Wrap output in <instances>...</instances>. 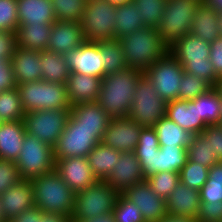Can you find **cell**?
Wrapping results in <instances>:
<instances>
[{
  "label": "cell",
  "mask_w": 222,
  "mask_h": 222,
  "mask_svg": "<svg viewBox=\"0 0 222 222\" xmlns=\"http://www.w3.org/2000/svg\"><path fill=\"white\" fill-rule=\"evenodd\" d=\"M143 75L144 72L128 68L102 78L97 103L111 119L128 117L137 83Z\"/></svg>",
  "instance_id": "6da1fadb"
},
{
  "label": "cell",
  "mask_w": 222,
  "mask_h": 222,
  "mask_svg": "<svg viewBox=\"0 0 222 222\" xmlns=\"http://www.w3.org/2000/svg\"><path fill=\"white\" fill-rule=\"evenodd\" d=\"M124 51L127 66L145 72L157 60L164 58L170 46L157 28L144 27L118 38Z\"/></svg>",
  "instance_id": "7a4b0ae2"
},
{
  "label": "cell",
  "mask_w": 222,
  "mask_h": 222,
  "mask_svg": "<svg viewBox=\"0 0 222 222\" xmlns=\"http://www.w3.org/2000/svg\"><path fill=\"white\" fill-rule=\"evenodd\" d=\"M34 205L46 213L72 216L76 193L53 170L30 179Z\"/></svg>",
  "instance_id": "3957f363"
},
{
  "label": "cell",
  "mask_w": 222,
  "mask_h": 222,
  "mask_svg": "<svg viewBox=\"0 0 222 222\" xmlns=\"http://www.w3.org/2000/svg\"><path fill=\"white\" fill-rule=\"evenodd\" d=\"M169 53L186 73L208 81L213 87L220 78L210 61V43L188 33L170 46Z\"/></svg>",
  "instance_id": "277c9868"
},
{
  "label": "cell",
  "mask_w": 222,
  "mask_h": 222,
  "mask_svg": "<svg viewBox=\"0 0 222 222\" xmlns=\"http://www.w3.org/2000/svg\"><path fill=\"white\" fill-rule=\"evenodd\" d=\"M119 192L105 180H97L92 186L76 193L72 222H82L111 214Z\"/></svg>",
  "instance_id": "5b68a950"
},
{
  "label": "cell",
  "mask_w": 222,
  "mask_h": 222,
  "mask_svg": "<svg viewBox=\"0 0 222 222\" xmlns=\"http://www.w3.org/2000/svg\"><path fill=\"white\" fill-rule=\"evenodd\" d=\"M16 87L25 113L38 110L71 108L66 84L40 80L17 84Z\"/></svg>",
  "instance_id": "8992f818"
},
{
  "label": "cell",
  "mask_w": 222,
  "mask_h": 222,
  "mask_svg": "<svg viewBox=\"0 0 222 222\" xmlns=\"http://www.w3.org/2000/svg\"><path fill=\"white\" fill-rule=\"evenodd\" d=\"M202 0H166L157 30L171 46L191 32L194 14Z\"/></svg>",
  "instance_id": "52a82bcc"
},
{
  "label": "cell",
  "mask_w": 222,
  "mask_h": 222,
  "mask_svg": "<svg viewBox=\"0 0 222 222\" xmlns=\"http://www.w3.org/2000/svg\"><path fill=\"white\" fill-rule=\"evenodd\" d=\"M116 11L108 0H88L80 21L85 41L116 39Z\"/></svg>",
  "instance_id": "ba28073f"
},
{
  "label": "cell",
  "mask_w": 222,
  "mask_h": 222,
  "mask_svg": "<svg viewBox=\"0 0 222 222\" xmlns=\"http://www.w3.org/2000/svg\"><path fill=\"white\" fill-rule=\"evenodd\" d=\"M15 164L22 179L30 180L55 170L53 147L28 134Z\"/></svg>",
  "instance_id": "9c48e42d"
},
{
  "label": "cell",
  "mask_w": 222,
  "mask_h": 222,
  "mask_svg": "<svg viewBox=\"0 0 222 222\" xmlns=\"http://www.w3.org/2000/svg\"><path fill=\"white\" fill-rule=\"evenodd\" d=\"M167 102L156 92L150 80L143 75L136 86L128 117L141 127H154L166 116Z\"/></svg>",
  "instance_id": "30bf717a"
},
{
  "label": "cell",
  "mask_w": 222,
  "mask_h": 222,
  "mask_svg": "<svg viewBox=\"0 0 222 222\" xmlns=\"http://www.w3.org/2000/svg\"><path fill=\"white\" fill-rule=\"evenodd\" d=\"M103 133L100 130H86L71 118L66 128L53 147L54 159L87 157L93 148L101 142Z\"/></svg>",
  "instance_id": "8fae6325"
},
{
  "label": "cell",
  "mask_w": 222,
  "mask_h": 222,
  "mask_svg": "<svg viewBox=\"0 0 222 222\" xmlns=\"http://www.w3.org/2000/svg\"><path fill=\"white\" fill-rule=\"evenodd\" d=\"M69 117L70 108H62L27 112L22 120L28 134L54 147Z\"/></svg>",
  "instance_id": "7c38bea8"
},
{
  "label": "cell",
  "mask_w": 222,
  "mask_h": 222,
  "mask_svg": "<svg viewBox=\"0 0 222 222\" xmlns=\"http://www.w3.org/2000/svg\"><path fill=\"white\" fill-rule=\"evenodd\" d=\"M183 66L170 53L157 60L145 72L156 92L166 102L178 99Z\"/></svg>",
  "instance_id": "4fadbf2b"
},
{
  "label": "cell",
  "mask_w": 222,
  "mask_h": 222,
  "mask_svg": "<svg viewBox=\"0 0 222 222\" xmlns=\"http://www.w3.org/2000/svg\"><path fill=\"white\" fill-rule=\"evenodd\" d=\"M122 194L138 206L144 222H159L167 216L166 200L156 195L146 180L131 185Z\"/></svg>",
  "instance_id": "5bb4252c"
},
{
  "label": "cell",
  "mask_w": 222,
  "mask_h": 222,
  "mask_svg": "<svg viewBox=\"0 0 222 222\" xmlns=\"http://www.w3.org/2000/svg\"><path fill=\"white\" fill-rule=\"evenodd\" d=\"M70 72L104 77L99 41H84L78 48L64 54Z\"/></svg>",
  "instance_id": "9a60e30c"
},
{
  "label": "cell",
  "mask_w": 222,
  "mask_h": 222,
  "mask_svg": "<svg viewBox=\"0 0 222 222\" xmlns=\"http://www.w3.org/2000/svg\"><path fill=\"white\" fill-rule=\"evenodd\" d=\"M142 127L130 117L111 119L101 143L119 152L135 151Z\"/></svg>",
  "instance_id": "2e32d148"
},
{
  "label": "cell",
  "mask_w": 222,
  "mask_h": 222,
  "mask_svg": "<svg viewBox=\"0 0 222 222\" xmlns=\"http://www.w3.org/2000/svg\"><path fill=\"white\" fill-rule=\"evenodd\" d=\"M55 171L75 193L92 186L98 180L92 172L87 157L56 159Z\"/></svg>",
  "instance_id": "e0dca14e"
},
{
  "label": "cell",
  "mask_w": 222,
  "mask_h": 222,
  "mask_svg": "<svg viewBox=\"0 0 222 222\" xmlns=\"http://www.w3.org/2000/svg\"><path fill=\"white\" fill-rule=\"evenodd\" d=\"M145 180L136 158L135 151L122 152L114 170L108 175L105 181L119 193H123L131 185Z\"/></svg>",
  "instance_id": "ac0fdd59"
},
{
  "label": "cell",
  "mask_w": 222,
  "mask_h": 222,
  "mask_svg": "<svg viewBox=\"0 0 222 222\" xmlns=\"http://www.w3.org/2000/svg\"><path fill=\"white\" fill-rule=\"evenodd\" d=\"M85 41L81 24L73 21H55L52 24L47 50L66 54Z\"/></svg>",
  "instance_id": "d6986e66"
},
{
  "label": "cell",
  "mask_w": 222,
  "mask_h": 222,
  "mask_svg": "<svg viewBox=\"0 0 222 222\" xmlns=\"http://www.w3.org/2000/svg\"><path fill=\"white\" fill-rule=\"evenodd\" d=\"M201 206L200 191L181 182L166 199L167 215L196 219Z\"/></svg>",
  "instance_id": "ffe728a7"
},
{
  "label": "cell",
  "mask_w": 222,
  "mask_h": 222,
  "mask_svg": "<svg viewBox=\"0 0 222 222\" xmlns=\"http://www.w3.org/2000/svg\"><path fill=\"white\" fill-rule=\"evenodd\" d=\"M2 211L9 222L34 205L33 187L30 180L22 179L0 194Z\"/></svg>",
  "instance_id": "44dd1931"
},
{
  "label": "cell",
  "mask_w": 222,
  "mask_h": 222,
  "mask_svg": "<svg viewBox=\"0 0 222 222\" xmlns=\"http://www.w3.org/2000/svg\"><path fill=\"white\" fill-rule=\"evenodd\" d=\"M11 63L17 84L42 80L41 51L16 46Z\"/></svg>",
  "instance_id": "7402d4cb"
},
{
  "label": "cell",
  "mask_w": 222,
  "mask_h": 222,
  "mask_svg": "<svg viewBox=\"0 0 222 222\" xmlns=\"http://www.w3.org/2000/svg\"><path fill=\"white\" fill-rule=\"evenodd\" d=\"M166 117L192 135L200 134L207 127L198 116L197 98L190 101L176 99L167 102Z\"/></svg>",
  "instance_id": "603a6c76"
},
{
  "label": "cell",
  "mask_w": 222,
  "mask_h": 222,
  "mask_svg": "<svg viewBox=\"0 0 222 222\" xmlns=\"http://www.w3.org/2000/svg\"><path fill=\"white\" fill-rule=\"evenodd\" d=\"M102 78L81 73H70L66 88L70 105L97 102Z\"/></svg>",
  "instance_id": "cb8c5ba5"
},
{
  "label": "cell",
  "mask_w": 222,
  "mask_h": 222,
  "mask_svg": "<svg viewBox=\"0 0 222 222\" xmlns=\"http://www.w3.org/2000/svg\"><path fill=\"white\" fill-rule=\"evenodd\" d=\"M70 117L86 130H100L103 134L111 121L97 102L78 103L70 108Z\"/></svg>",
  "instance_id": "d4e9b609"
},
{
  "label": "cell",
  "mask_w": 222,
  "mask_h": 222,
  "mask_svg": "<svg viewBox=\"0 0 222 222\" xmlns=\"http://www.w3.org/2000/svg\"><path fill=\"white\" fill-rule=\"evenodd\" d=\"M159 149L158 136L154 127H142L135 154L145 179L156 173L157 150Z\"/></svg>",
  "instance_id": "484cf974"
},
{
  "label": "cell",
  "mask_w": 222,
  "mask_h": 222,
  "mask_svg": "<svg viewBox=\"0 0 222 222\" xmlns=\"http://www.w3.org/2000/svg\"><path fill=\"white\" fill-rule=\"evenodd\" d=\"M190 33L209 43L213 42L222 36L220 14L202 2L194 14Z\"/></svg>",
  "instance_id": "4316f807"
},
{
  "label": "cell",
  "mask_w": 222,
  "mask_h": 222,
  "mask_svg": "<svg viewBox=\"0 0 222 222\" xmlns=\"http://www.w3.org/2000/svg\"><path fill=\"white\" fill-rule=\"evenodd\" d=\"M25 135L23 120L2 122L0 125V159L16 161Z\"/></svg>",
  "instance_id": "83f0119b"
},
{
  "label": "cell",
  "mask_w": 222,
  "mask_h": 222,
  "mask_svg": "<svg viewBox=\"0 0 222 222\" xmlns=\"http://www.w3.org/2000/svg\"><path fill=\"white\" fill-rule=\"evenodd\" d=\"M19 24L54 23L56 21L51 0H17Z\"/></svg>",
  "instance_id": "f1b7e54d"
},
{
  "label": "cell",
  "mask_w": 222,
  "mask_h": 222,
  "mask_svg": "<svg viewBox=\"0 0 222 222\" xmlns=\"http://www.w3.org/2000/svg\"><path fill=\"white\" fill-rule=\"evenodd\" d=\"M52 24H19L16 31V46L37 51L47 50Z\"/></svg>",
  "instance_id": "f546056e"
},
{
  "label": "cell",
  "mask_w": 222,
  "mask_h": 222,
  "mask_svg": "<svg viewBox=\"0 0 222 222\" xmlns=\"http://www.w3.org/2000/svg\"><path fill=\"white\" fill-rule=\"evenodd\" d=\"M121 152L117 149L98 143L87 158L93 174L99 180H105L114 170Z\"/></svg>",
  "instance_id": "4dcf8cb0"
},
{
  "label": "cell",
  "mask_w": 222,
  "mask_h": 222,
  "mask_svg": "<svg viewBox=\"0 0 222 222\" xmlns=\"http://www.w3.org/2000/svg\"><path fill=\"white\" fill-rule=\"evenodd\" d=\"M41 62L42 80L56 84L66 83L71 72L64 54L41 51Z\"/></svg>",
  "instance_id": "1f68e13d"
},
{
  "label": "cell",
  "mask_w": 222,
  "mask_h": 222,
  "mask_svg": "<svg viewBox=\"0 0 222 222\" xmlns=\"http://www.w3.org/2000/svg\"><path fill=\"white\" fill-rule=\"evenodd\" d=\"M154 129L158 136L159 145L181 146L188 149L193 136L166 116L156 122Z\"/></svg>",
  "instance_id": "d6a6232c"
},
{
  "label": "cell",
  "mask_w": 222,
  "mask_h": 222,
  "mask_svg": "<svg viewBox=\"0 0 222 222\" xmlns=\"http://www.w3.org/2000/svg\"><path fill=\"white\" fill-rule=\"evenodd\" d=\"M99 49L103 60L104 77L128 69L124 51L118 39L99 41Z\"/></svg>",
  "instance_id": "836d02e7"
},
{
  "label": "cell",
  "mask_w": 222,
  "mask_h": 222,
  "mask_svg": "<svg viewBox=\"0 0 222 222\" xmlns=\"http://www.w3.org/2000/svg\"><path fill=\"white\" fill-rule=\"evenodd\" d=\"M156 173L180 172L188 159V149L181 146L159 145Z\"/></svg>",
  "instance_id": "e575fe53"
},
{
  "label": "cell",
  "mask_w": 222,
  "mask_h": 222,
  "mask_svg": "<svg viewBox=\"0 0 222 222\" xmlns=\"http://www.w3.org/2000/svg\"><path fill=\"white\" fill-rule=\"evenodd\" d=\"M116 19V39L124 37L136 29L145 27L140 17V11L134 6V1L117 6Z\"/></svg>",
  "instance_id": "d590c367"
},
{
  "label": "cell",
  "mask_w": 222,
  "mask_h": 222,
  "mask_svg": "<svg viewBox=\"0 0 222 222\" xmlns=\"http://www.w3.org/2000/svg\"><path fill=\"white\" fill-rule=\"evenodd\" d=\"M221 98L213 87L197 97V112L206 125H218L220 118Z\"/></svg>",
  "instance_id": "8d00e7d4"
},
{
  "label": "cell",
  "mask_w": 222,
  "mask_h": 222,
  "mask_svg": "<svg viewBox=\"0 0 222 222\" xmlns=\"http://www.w3.org/2000/svg\"><path fill=\"white\" fill-rule=\"evenodd\" d=\"M188 158L195 163L210 168L214 164L220 162L212 152L210 141L202 133L192 136L188 146Z\"/></svg>",
  "instance_id": "74e56055"
},
{
  "label": "cell",
  "mask_w": 222,
  "mask_h": 222,
  "mask_svg": "<svg viewBox=\"0 0 222 222\" xmlns=\"http://www.w3.org/2000/svg\"><path fill=\"white\" fill-rule=\"evenodd\" d=\"M25 111L20 103V95L17 87L0 92V120L18 121L22 120Z\"/></svg>",
  "instance_id": "f35d334b"
},
{
  "label": "cell",
  "mask_w": 222,
  "mask_h": 222,
  "mask_svg": "<svg viewBox=\"0 0 222 222\" xmlns=\"http://www.w3.org/2000/svg\"><path fill=\"white\" fill-rule=\"evenodd\" d=\"M87 0H51L56 21H81Z\"/></svg>",
  "instance_id": "ab89813d"
},
{
  "label": "cell",
  "mask_w": 222,
  "mask_h": 222,
  "mask_svg": "<svg viewBox=\"0 0 222 222\" xmlns=\"http://www.w3.org/2000/svg\"><path fill=\"white\" fill-rule=\"evenodd\" d=\"M152 191L163 199H167L176 189L179 180V172L162 171L150 175L145 179Z\"/></svg>",
  "instance_id": "60d3db41"
},
{
  "label": "cell",
  "mask_w": 222,
  "mask_h": 222,
  "mask_svg": "<svg viewBox=\"0 0 222 222\" xmlns=\"http://www.w3.org/2000/svg\"><path fill=\"white\" fill-rule=\"evenodd\" d=\"M212 88L213 86L208 81L184 72L180 80L178 99L194 100Z\"/></svg>",
  "instance_id": "b9f144b4"
},
{
  "label": "cell",
  "mask_w": 222,
  "mask_h": 222,
  "mask_svg": "<svg viewBox=\"0 0 222 222\" xmlns=\"http://www.w3.org/2000/svg\"><path fill=\"white\" fill-rule=\"evenodd\" d=\"M209 168L199 163L192 162L189 158L179 172V180L182 184L200 190L208 180Z\"/></svg>",
  "instance_id": "7bdbcfd3"
},
{
  "label": "cell",
  "mask_w": 222,
  "mask_h": 222,
  "mask_svg": "<svg viewBox=\"0 0 222 222\" xmlns=\"http://www.w3.org/2000/svg\"><path fill=\"white\" fill-rule=\"evenodd\" d=\"M134 6L140 11L145 27L157 28L166 5V0H133Z\"/></svg>",
  "instance_id": "ee69618b"
},
{
  "label": "cell",
  "mask_w": 222,
  "mask_h": 222,
  "mask_svg": "<svg viewBox=\"0 0 222 222\" xmlns=\"http://www.w3.org/2000/svg\"><path fill=\"white\" fill-rule=\"evenodd\" d=\"M112 214L115 222H144L138 206L128 200L122 193L117 198Z\"/></svg>",
  "instance_id": "f6af8a7d"
},
{
  "label": "cell",
  "mask_w": 222,
  "mask_h": 222,
  "mask_svg": "<svg viewBox=\"0 0 222 222\" xmlns=\"http://www.w3.org/2000/svg\"><path fill=\"white\" fill-rule=\"evenodd\" d=\"M18 27L17 0H0V31L16 33Z\"/></svg>",
  "instance_id": "bcb514c9"
},
{
  "label": "cell",
  "mask_w": 222,
  "mask_h": 222,
  "mask_svg": "<svg viewBox=\"0 0 222 222\" xmlns=\"http://www.w3.org/2000/svg\"><path fill=\"white\" fill-rule=\"evenodd\" d=\"M22 180L15 161L0 159V194Z\"/></svg>",
  "instance_id": "7dc6e473"
},
{
  "label": "cell",
  "mask_w": 222,
  "mask_h": 222,
  "mask_svg": "<svg viewBox=\"0 0 222 222\" xmlns=\"http://www.w3.org/2000/svg\"><path fill=\"white\" fill-rule=\"evenodd\" d=\"M197 222H222V202H201Z\"/></svg>",
  "instance_id": "c3c4849f"
},
{
  "label": "cell",
  "mask_w": 222,
  "mask_h": 222,
  "mask_svg": "<svg viewBox=\"0 0 222 222\" xmlns=\"http://www.w3.org/2000/svg\"><path fill=\"white\" fill-rule=\"evenodd\" d=\"M201 133L209 139L212 152H215V156L222 161V126L207 125Z\"/></svg>",
  "instance_id": "681fc988"
},
{
  "label": "cell",
  "mask_w": 222,
  "mask_h": 222,
  "mask_svg": "<svg viewBox=\"0 0 222 222\" xmlns=\"http://www.w3.org/2000/svg\"><path fill=\"white\" fill-rule=\"evenodd\" d=\"M16 86L11 60L0 59V92Z\"/></svg>",
  "instance_id": "f907efd6"
},
{
  "label": "cell",
  "mask_w": 222,
  "mask_h": 222,
  "mask_svg": "<svg viewBox=\"0 0 222 222\" xmlns=\"http://www.w3.org/2000/svg\"><path fill=\"white\" fill-rule=\"evenodd\" d=\"M16 47V33L0 31V59L11 60Z\"/></svg>",
  "instance_id": "816d5d0a"
},
{
  "label": "cell",
  "mask_w": 222,
  "mask_h": 222,
  "mask_svg": "<svg viewBox=\"0 0 222 222\" xmlns=\"http://www.w3.org/2000/svg\"><path fill=\"white\" fill-rule=\"evenodd\" d=\"M210 61L215 73L222 76V36L210 43Z\"/></svg>",
  "instance_id": "f5cc1de1"
},
{
  "label": "cell",
  "mask_w": 222,
  "mask_h": 222,
  "mask_svg": "<svg viewBox=\"0 0 222 222\" xmlns=\"http://www.w3.org/2000/svg\"><path fill=\"white\" fill-rule=\"evenodd\" d=\"M199 191L201 202H222V186L204 184Z\"/></svg>",
  "instance_id": "db71d44e"
},
{
  "label": "cell",
  "mask_w": 222,
  "mask_h": 222,
  "mask_svg": "<svg viewBox=\"0 0 222 222\" xmlns=\"http://www.w3.org/2000/svg\"><path fill=\"white\" fill-rule=\"evenodd\" d=\"M43 213L44 212L40 210L37 206H33L32 208L25 210L9 222H40V216Z\"/></svg>",
  "instance_id": "11a10c76"
},
{
  "label": "cell",
  "mask_w": 222,
  "mask_h": 222,
  "mask_svg": "<svg viewBox=\"0 0 222 222\" xmlns=\"http://www.w3.org/2000/svg\"><path fill=\"white\" fill-rule=\"evenodd\" d=\"M205 184L222 186V161L209 168L208 180Z\"/></svg>",
  "instance_id": "9f6ffc18"
},
{
  "label": "cell",
  "mask_w": 222,
  "mask_h": 222,
  "mask_svg": "<svg viewBox=\"0 0 222 222\" xmlns=\"http://www.w3.org/2000/svg\"><path fill=\"white\" fill-rule=\"evenodd\" d=\"M40 222H72V220L70 216L44 212L40 216Z\"/></svg>",
  "instance_id": "6f0895ef"
},
{
  "label": "cell",
  "mask_w": 222,
  "mask_h": 222,
  "mask_svg": "<svg viewBox=\"0 0 222 222\" xmlns=\"http://www.w3.org/2000/svg\"><path fill=\"white\" fill-rule=\"evenodd\" d=\"M159 222H197L196 219L191 218H181V217H172L167 215L165 218L160 220Z\"/></svg>",
  "instance_id": "680465c9"
},
{
  "label": "cell",
  "mask_w": 222,
  "mask_h": 222,
  "mask_svg": "<svg viewBox=\"0 0 222 222\" xmlns=\"http://www.w3.org/2000/svg\"><path fill=\"white\" fill-rule=\"evenodd\" d=\"M202 2L213 7L216 12L222 13V0H202Z\"/></svg>",
  "instance_id": "91938a15"
},
{
  "label": "cell",
  "mask_w": 222,
  "mask_h": 222,
  "mask_svg": "<svg viewBox=\"0 0 222 222\" xmlns=\"http://www.w3.org/2000/svg\"><path fill=\"white\" fill-rule=\"evenodd\" d=\"M82 222H115V219L113 217V214L111 213L102 217H96V218L85 220Z\"/></svg>",
  "instance_id": "94428289"
},
{
  "label": "cell",
  "mask_w": 222,
  "mask_h": 222,
  "mask_svg": "<svg viewBox=\"0 0 222 222\" xmlns=\"http://www.w3.org/2000/svg\"><path fill=\"white\" fill-rule=\"evenodd\" d=\"M214 88L218 92L220 98L222 99V79H218Z\"/></svg>",
  "instance_id": "6125c7cd"
},
{
  "label": "cell",
  "mask_w": 222,
  "mask_h": 222,
  "mask_svg": "<svg viewBox=\"0 0 222 222\" xmlns=\"http://www.w3.org/2000/svg\"><path fill=\"white\" fill-rule=\"evenodd\" d=\"M109 2H111L113 5H123L126 4L128 2H131L132 0H108Z\"/></svg>",
  "instance_id": "be15d7a7"
},
{
  "label": "cell",
  "mask_w": 222,
  "mask_h": 222,
  "mask_svg": "<svg viewBox=\"0 0 222 222\" xmlns=\"http://www.w3.org/2000/svg\"><path fill=\"white\" fill-rule=\"evenodd\" d=\"M0 222H8L5 218V215L2 211V205H1V202H0Z\"/></svg>",
  "instance_id": "e7e4bbea"
},
{
  "label": "cell",
  "mask_w": 222,
  "mask_h": 222,
  "mask_svg": "<svg viewBox=\"0 0 222 222\" xmlns=\"http://www.w3.org/2000/svg\"><path fill=\"white\" fill-rule=\"evenodd\" d=\"M218 125L222 126V99H221V104H220V118H219Z\"/></svg>",
  "instance_id": "03108f58"
},
{
  "label": "cell",
  "mask_w": 222,
  "mask_h": 222,
  "mask_svg": "<svg viewBox=\"0 0 222 222\" xmlns=\"http://www.w3.org/2000/svg\"><path fill=\"white\" fill-rule=\"evenodd\" d=\"M220 14V29H221V34H222V13H219Z\"/></svg>",
  "instance_id": "003e7915"
}]
</instances>
